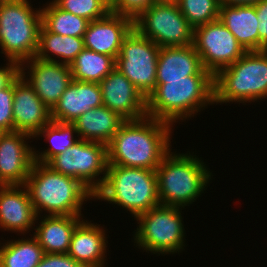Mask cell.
Segmentation results:
<instances>
[{"label":"cell","instance_id":"obj_1","mask_svg":"<svg viewBox=\"0 0 267 267\" xmlns=\"http://www.w3.org/2000/svg\"><path fill=\"white\" fill-rule=\"evenodd\" d=\"M173 127L148 116L126 120L107 145L108 165L156 170L172 151Z\"/></svg>","mask_w":267,"mask_h":267},{"label":"cell","instance_id":"obj_2","mask_svg":"<svg viewBox=\"0 0 267 267\" xmlns=\"http://www.w3.org/2000/svg\"><path fill=\"white\" fill-rule=\"evenodd\" d=\"M156 82L157 88L147 98L148 117L173 126L214 104L213 75H191L185 79Z\"/></svg>","mask_w":267,"mask_h":267},{"label":"cell","instance_id":"obj_3","mask_svg":"<svg viewBox=\"0 0 267 267\" xmlns=\"http://www.w3.org/2000/svg\"><path fill=\"white\" fill-rule=\"evenodd\" d=\"M25 186L37 216H41L43 211L48 216H82L85 201L94 200V194L78 179L35 161Z\"/></svg>","mask_w":267,"mask_h":267},{"label":"cell","instance_id":"obj_4","mask_svg":"<svg viewBox=\"0 0 267 267\" xmlns=\"http://www.w3.org/2000/svg\"><path fill=\"white\" fill-rule=\"evenodd\" d=\"M155 171L160 204L184 209L204 193L213 176L194 152L170 151Z\"/></svg>","mask_w":267,"mask_h":267},{"label":"cell","instance_id":"obj_5","mask_svg":"<svg viewBox=\"0 0 267 267\" xmlns=\"http://www.w3.org/2000/svg\"><path fill=\"white\" fill-rule=\"evenodd\" d=\"M120 206L134 218L160 205L155 170L108 165L102 187L94 200Z\"/></svg>","mask_w":267,"mask_h":267},{"label":"cell","instance_id":"obj_6","mask_svg":"<svg viewBox=\"0 0 267 267\" xmlns=\"http://www.w3.org/2000/svg\"><path fill=\"white\" fill-rule=\"evenodd\" d=\"M267 99V50L247 51L214 76V104ZM263 99V100H262Z\"/></svg>","mask_w":267,"mask_h":267},{"label":"cell","instance_id":"obj_7","mask_svg":"<svg viewBox=\"0 0 267 267\" xmlns=\"http://www.w3.org/2000/svg\"><path fill=\"white\" fill-rule=\"evenodd\" d=\"M42 26L41 7L28 0H0V48L18 64L36 56Z\"/></svg>","mask_w":267,"mask_h":267},{"label":"cell","instance_id":"obj_8","mask_svg":"<svg viewBox=\"0 0 267 267\" xmlns=\"http://www.w3.org/2000/svg\"><path fill=\"white\" fill-rule=\"evenodd\" d=\"M184 208L157 205L138 215L137 229L134 231V246L144 252L168 255L185 250V229L182 211Z\"/></svg>","mask_w":267,"mask_h":267},{"label":"cell","instance_id":"obj_9","mask_svg":"<svg viewBox=\"0 0 267 267\" xmlns=\"http://www.w3.org/2000/svg\"><path fill=\"white\" fill-rule=\"evenodd\" d=\"M46 165L55 172L78 179L95 194L106 178L107 145L79 139L65 152L53 157Z\"/></svg>","mask_w":267,"mask_h":267},{"label":"cell","instance_id":"obj_10","mask_svg":"<svg viewBox=\"0 0 267 267\" xmlns=\"http://www.w3.org/2000/svg\"><path fill=\"white\" fill-rule=\"evenodd\" d=\"M133 28L159 47L193 44L194 28L177 3L155 2L133 21Z\"/></svg>","mask_w":267,"mask_h":267},{"label":"cell","instance_id":"obj_11","mask_svg":"<svg viewBox=\"0 0 267 267\" xmlns=\"http://www.w3.org/2000/svg\"><path fill=\"white\" fill-rule=\"evenodd\" d=\"M160 47L134 28L123 39L117 68L147 99L157 88L156 69Z\"/></svg>","mask_w":267,"mask_h":267},{"label":"cell","instance_id":"obj_12","mask_svg":"<svg viewBox=\"0 0 267 267\" xmlns=\"http://www.w3.org/2000/svg\"><path fill=\"white\" fill-rule=\"evenodd\" d=\"M193 45L213 76L247 52L219 19L194 28Z\"/></svg>","mask_w":267,"mask_h":267},{"label":"cell","instance_id":"obj_13","mask_svg":"<svg viewBox=\"0 0 267 267\" xmlns=\"http://www.w3.org/2000/svg\"><path fill=\"white\" fill-rule=\"evenodd\" d=\"M20 75L30 84L50 111L72 81L70 65L36 57L20 64Z\"/></svg>","mask_w":267,"mask_h":267},{"label":"cell","instance_id":"obj_14","mask_svg":"<svg viewBox=\"0 0 267 267\" xmlns=\"http://www.w3.org/2000/svg\"><path fill=\"white\" fill-rule=\"evenodd\" d=\"M30 139L22 132L0 133V185H25L34 162Z\"/></svg>","mask_w":267,"mask_h":267},{"label":"cell","instance_id":"obj_15","mask_svg":"<svg viewBox=\"0 0 267 267\" xmlns=\"http://www.w3.org/2000/svg\"><path fill=\"white\" fill-rule=\"evenodd\" d=\"M103 105L125 120L147 116V99L117 68L100 83Z\"/></svg>","mask_w":267,"mask_h":267},{"label":"cell","instance_id":"obj_16","mask_svg":"<svg viewBox=\"0 0 267 267\" xmlns=\"http://www.w3.org/2000/svg\"><path fill=\"white\" fill-rule=\"evenodd\" d=\"M36 219L25 185H0V230L24 236L34 229Z\"/></svg>","mask_w":267,"mask_h":267},{"label":"cell","instance_id":"obj_17","mask_svg":"<svg viewBox=\"0 0 267 267\" xmlns=\"http://www.w3.org/2000/svg\"><path fill=\"white\" fill-rule=\"evenodd\" d=\"M13 120L14 131L26 133L33 138L52 121L49 108L20 74L15 78Z\"/></svg>","mask_w":267,"mask_h":267},{"label":"cell","instance_id":"obj_18","mask_svg":"<svg viewBox=\"0 0 267 267\" xmlns=\"http://www.w3.org/2000/svg\"><path fill=\"white\" fill-rule=\"evenodd\" d=\"M133 29V20L110 11L105 17L90 21L83 36L86 49L109 55L115 60L123 39Z\"/></svg>","mask_w":267,"mask_h":267},{"label":"cell","instance_id":"obj_19","mask_svg":"<svg viewBox=\"0 0 267 267\" xmlns=\"http://www.w3.org/2000/svg\"><path fill=\"white\" fill-rule=\"evenodd\" d=\"M91 222L93 221L84 219L76 227L67 254L84 267H105L108 250L107 230H104V225Z\"/></svg>","mask_w":267,"mask_h":267},{"label":"cell","instance_id":"obj_20","mask_svg":"<svg viewBox=\"0 0 267 267\" xmlns=\"http://www.w3.org/2000/svg\"><path fill=\"white\" fill-rule=\"evenodd\" d=\"M102 105L99 83L72 80L51 110V120L74 123L83 113Z\"/></svg>","mask_w":267,"mask_h":267},{"label":"cell","instance_id":"obj_21","mask_svg":"<svg viewBox=\"0 0 267 267\" xmlns=\"http://www.w3.org/2000/svg\"><path fill=\"white\" fill-rule=\"evenodd\" d=\"M191 75H212L204 69L194 45L160 47L156 80L185 79Z\"/></svg>","mask_w":267,"mask_h":267},{"label":"cell","instance_id":"obj_22","mask_svg":"<svg viewBox=\"0 0 267 267\" xmlns=\"http://www.w3.org/2000/svg\"><path fill=\"white\" fill-rule=\"evenodd\" d=\"M42 216V217H41ZM37 216L33 235L44 253L67 254L76 227L84 220L83 216L50 215ZM40 217V218H39ZM41 219V220H39Z\"/></svg>","mask_w":267,"mask_h":267},{"label":"cell","instance_id":"obj_23","mask_svg":"<svg viewBox=\"0 0 267 267\" xmlns=\"http://www.w3.org/2000/svg\"><path fill=\"white\" fill-rule=\"evenodd\" d=\"M125 121L102 105L83 113L73 124L79 139L108 145Z\"/></svg>","mask_w":267,"mask_h":267},{"label":"cell","instance_id":"obj_24","mask_svg":"<svg viewBox=\"0 0 267 267\" xmlns=\"http://www.w3.org/2000/svg\"><path fill=\"white\" fill-rule=\"evenodd\" d=\"M218 19L246 51H259V20L255 5H221Z\"/></svg>","mask_w":267,"mask_h":267},{"label":"cell","instance_id":"obj_25","mask_svg":"<svg viewBox=\"0 0 267 267\" xmlns=\"http://www.w3.org/2000/svg\"><path fill=\"white\" fill-rule=\"evenodd\" d=\"M84 48L83 37L58 35L48 32L41 26L38 50L35 57L70 65ZM55 56L60 59L56 60Z\"/></svg>","mask_w":267,"mask_h":267},{"label":"cell","instance_id":"obj_26","mask_svg":"<svg viewBox=\"0 0 267 267\" xmlns=\"http://www.w3.org/2000/svg\"><path fill=\"white\" fill-rule=\"evenodd\" d=\"M76 132L75 125L73 123H62L57 121H51L45 127H43L34 138L39 139L42 136L51 145L43 152L36 151L34 148V161L47 164L53 157L65 152L68 148L74 145L79 138L74 136Z\"/></svg>","mask_w":267,"mask_h":267},{"label":"cell","instance_id":"obj_27","mask_svg":"<svg viewBox=\"0 0 267 267\" xmlns=\"http://www.w3.org/2000/svg\"><path fill=\"white\" fill-rule=\"evenodd\" d=\"M5 241L0 242V267H36L45 254L33 235Z\"/></svg>","mask_w":267,"mask_h":267},{"label":"cell","instance_id":"obj_28","mask_svg":"<svg viewBox=\"0 0 267 267\" xmlns=\"http://www.w3.org/2000/svg\"><path fill=\"white\" fill-rule=\"evenodd\" d=\"M116 60L84 48L70 64L72 80L100 83L114 68Z\"/></svg>","mask_w":267,"mask_h":267},{"label":"cell","instance_id":"obj_29","mask_svg":"<svg viewBox=\"0 0 267 267\" xmlns=\"http://www.w3.org/2000/svg\"><path fill=\"white\" fill-rule=\"evenodd\" d=\"M42 26L58 35L83 37L89 21L60 9L53 1L41 8Z\"/></svg>","mask_w":267,"mask_h":267},{"label":"cell","instance_id":"obj_30","mask_svg":"<svg viewBox=\"0 0 267 267\" xmlns=\"http://www.w3.org/2000/svg\"><path fill=\"white\" fill-rule=\"evenodd\" d=\"M178 8L189 24L198 26L213 22L219 18V0H178Z\"/></svg>","mask_w":267,"mask_h":267},{"label":"cell","instance_id":"obj_31","mask_svg":"<svg viewBox=\"0 0 267 267\" xmlns=\"http://www.w3.org/2000/svg\"><path fill=\"white\" fill-rule=\"evenodd\" d=\"M60 9L83 17L89 22L105 17L111 11L106 0H52Z\"/></svg>","mask_w":267,"mask_h":267},{"label":"cell","instance_id":"obj_32","mask_svg":"<svg viewBox=\"0 0 267 267\" xmlns=\"http://www.w3.org/2000/svg\"><path fill=\"white\" fill-rule=\"evenodd\" d=\"M15 79L0 90V133L14 132L13 99Z\"/></svg>","mask_w":267,"mask_h":267},{"label":"cell","instance_id":"obj_33","mask_svg":"<svg viewBox=\"0 0 267 267\" xmlns=\"http://www.w3.org/2000/svg\"><path fill=\"white\" fill-rule=\"evenodd\" d=\"M154 3L155 0H116L111 5V11L115 14L129 17L134 21Z\"/></svg>","mask_w":267,"mask_h":267},{"label":"cell","instance_id":"obj_34","mask_svg":"<svg viewBox=\"0 0 267 267\" xmlns=\"http://www.w3.org/2000/svg\"><path fill=\"white\" fill-rule=\"evenodd\" d=\"M36 267H84L68 254L45 253Z\"/></svg>","mask_w":267,"mask_h":267},{"label":"cell","instance_id":"obj_35","mask_svg":"<svg viewBox=\"0 0 267 267\" xmlns=\"http://www.w3.org/2000/svg\"><path fill=\"white\" fill-rule=\"evenodd\" d=\"M255 10L259 20V51L267 50V0L256 4Z\"/></svg>","mask_w":267,"mask_h":267},{"label":"cell","instance_id":"obj_36","mask_svg":"<svg viewBox=\"0 0 267 267\" xmlns=\"http://www.w3.org/2000/svg\"><path fill=\"white\" fill-rule=\"evenodd\" d=\"M7 61L5 66L0 67V90L6 88L20 74V64Z\"/></svg>","mask_w":267,"mask_h":267},{"label":"cell","instance_id":"obj_37","mask_svg":"<svg viewBox=\"0 0 267 267\" xmlns=\"http://www.w3.org/2000/svg\"><path fill=\"white\" fill-rule=\"evenodd\" d=\"M220 5L240 6V5H256L262 0H219Z\"/></svg>","mask_w":267,"mask_h":267},{"label":"cell","instance_id":"obj_38","mask_svg":"<svg viewBox=\"0 0 267 267\" xmlns=\"http://www.w3.org/2000/svg\"><path fill=\"white\" fill-rule=\"evenodd\" d=\"M178 0H155V2L176 3Z\"/></svg>","mask_w":267,"mask_h":267},{"label":"cell","instance_id":"obj_39","mask_svg":"<svg viewBox=\"0 0 267 267\" xmlns=\"http://www.w3.org/2000/svg\"><path fill=\"white\" fill-rule=\"evenodd\" d=\"M110 5H112L116 0H106Z\"/></svg>","mask_w":267,"mask_h":267}]
</instances>
